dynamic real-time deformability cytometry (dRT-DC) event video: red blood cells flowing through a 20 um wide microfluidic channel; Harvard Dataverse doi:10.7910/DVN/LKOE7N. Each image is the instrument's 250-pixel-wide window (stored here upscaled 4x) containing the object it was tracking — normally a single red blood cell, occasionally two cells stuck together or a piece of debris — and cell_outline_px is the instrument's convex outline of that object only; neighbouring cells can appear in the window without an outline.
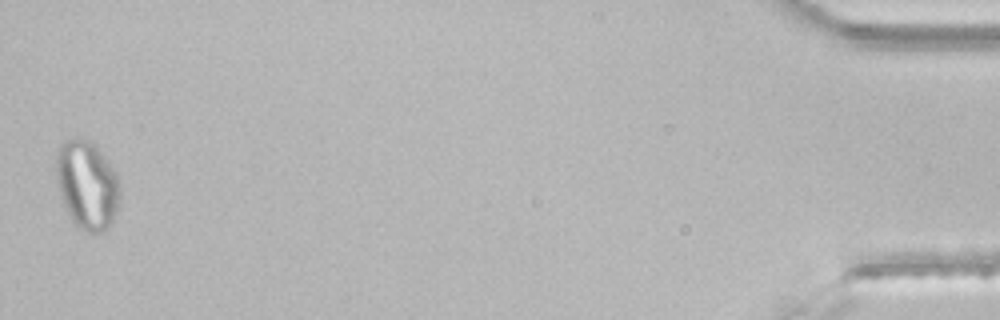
{"species": "common noctule bat (a hibernating species)", "species_latin": "Nyctalus noctula", "temperature_condition": "room temperature", "stored_images_in_passage": 42, "segment_of_instrument_passage": [2, 2], "camera_frame_rate_fps": 3000, "um_per_image_px": 0.085, "animal": {"sex": "male", "body_mass_g": 21.5, "forearm_length_mm": 52.0}, "frame": {"image": 1, "passage_image": 42, "time_ms": 13.667, "image_size_px": [1000, 320], "cell_outline_px": [[120, 200], [112, 224], [104, 232], [88, 232], [80, 228], [72, 220], [64, 204], [60, 192], [56, 172], [56, 156], [60, 144], [68, 136], [76, 136], [88, 140], [112, 164], [120, 180]], "centroid_in_image_um": [7.43, 15.69], "position_along_channel_um": 427.8, "area_um2": 33.18}}